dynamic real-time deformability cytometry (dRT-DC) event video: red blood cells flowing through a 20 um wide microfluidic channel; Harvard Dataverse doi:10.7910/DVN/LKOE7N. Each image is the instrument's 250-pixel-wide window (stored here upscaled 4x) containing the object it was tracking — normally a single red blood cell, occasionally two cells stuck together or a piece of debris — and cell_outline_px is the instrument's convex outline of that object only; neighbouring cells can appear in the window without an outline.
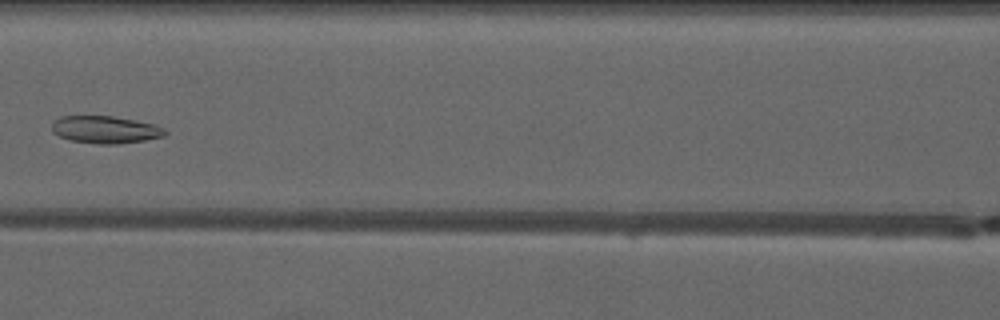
{"species": "common noctule bat (a hibernating species)", "species_latin": "Nyctalus noctula", "temperature_condition": "warm", "stored_images_in_passage": 7, "camera_frame_rate_fps": 3000, "um_per_image_px": 0.085, "animal": {"sex": "male", "forearm_length_mm": 52.5}, "frame": {"image": 1, "passage_image": 6, "time_ms": 6.667, "image_size_px": [1000, 320], "cell_outline_px": [[168, 132], [164, 136], [144, 140], [116, 144], [100, 144], [68, 140], [52, 132], [52, 124], [60, 116], [112, 116], [136, 120], [156, 124], [164, 128]], "centroid_in_image_um": [8.97, 11.01], "position_along_channel_um": 157.6, "area_um2": 18.09}}
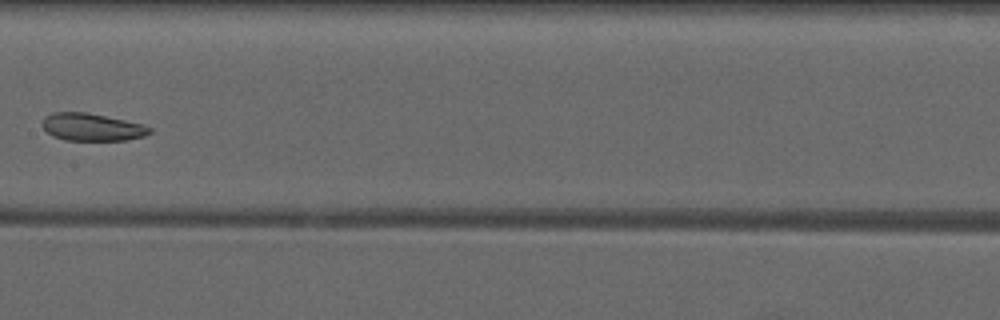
{"frame": {"image": 2, "passage_image": 7, "time_ms": 7.667, "image_size_px": [1000, 320], "cell_outline_px": [[152, 132], [144, 136], [128, 140], [64, 140], [52, 136], [40, 124], [44, 116], [52, 112], [88, 112], [144, 124], [152, 128]], "centroid_in_image_um": [7.81, 10.79], "position_along_channel_um": 199.6, "area_um2": 17.46}}